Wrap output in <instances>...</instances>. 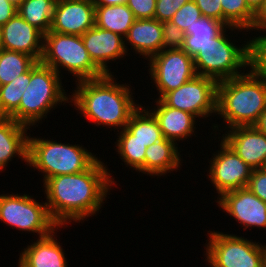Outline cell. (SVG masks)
Returning a JSON list of instances; mask_svg holds the SVG:
<instances>
[{"label":"cell","mask_w":266,"mask_h":267,"mask_svg":"<svg viewBox=\"0 0 266 267\" xmlns=\"http://www.w3.org/2000/svg\"><path fill=\"white\" fill-rule=\"evenodd\" d=\"M111 175L99 158L83 172L46 179L43 182L45 202L54 222L64 228L72 221L83 222L99 213L111 188L117 185Z\"/></svg>","instance_id":"cell-1"},{"label":"cell","mask_w":266,"mask_h":267,"mask_svg":"<svg viewBox=\"0 0 266 267\" xmlns=\"http://www.w3.org/2000/svg\"><path fill=\"white\" fill-rule=\"evenodd\" d=\"M116 79L113 74H106L76 82L70 103L95 126L124 129L140 104L134 100L131 85L117 83Z\"/></svg>","instance_id":"cell-2"},{"label":"cell","mask_w":266,"mask_h":267,"mask_svg":"<svg viewBox=\"0 0 266 267\" xmlns=\"http://www.w3.org/2000/svg\"><path fill=\"white\" fill-rule=\"evenodd\" d=\"M266 109V79L247 72L218 82L217 114L228 130L237 126H253Z\"/></svg>","instance_id":"cell-3"},{"label":"cell","mask_w":266,"mask_h":267,"mask_svg":"<svg viewBox=\"0 0 266 267\" xmlns=\"http://www.w3.org/2000/svg\"><path fill=\"white\" fill-rule=\"evenodd\" d=\"M61 79L51 67L37 61L30 68V82L19 107L9 117L29 128L38 127L37 123H42L51 109L70 102L71 95L65 92Z\"/></svg>","instance_id":"cell-4"},{"label":"cell","mask_w":266,"mask_h":267,"mask_svg":"<svg viewBox=\"0 0 266 267\" xmlns=\"http://www.w3.org/2000/svg\"><path fill=\"white\" fill-rule=\"evenodd\" d=\"M98 156L83 145H70L57 140L36 137L28 138V164L43 173V182L51 177L76 174L89 169Z\"/></svg>","instance_id":"cell-5"},{"label":"cell","mask_w":266,"mask_h":267,"mask_svg":"<svg viewBox=\"0 0 266 267\" xmlns=\"http://www.w3.org/2000/svg\"><path fill=\"white\" fill-rule=\"evenodd\" d=\"M242 32L238 27H225L216 37L210 39L200 48L199 53L193 58L197 75L209 77L217 82L231 79L245 73L249 67L248 40L241 46L236 45L226 32L228 30ZM234 42V43H233ZM247 67V68H246ZM245 70H239V69ZM243 71V72H242Z\"/></svg>","instance_id":"cell-6"},{"label":"cell","mask_w":266,"mask_h":267,"mask_svg":"<svg viewBox=\"0 0 266 267\" xmlns=\"http://www.w3.org/2000/svg\"><path fill=\"white\" fill-rule=\"evenodd\" d=\"M59 75L66 70L76 81L98 79L106 75L92 60L79 35L48 32L44 34L40 61Z\"/></svg>","instance_id":"cell-7"},{"label":"cell","mask_w":266,"mask_h":267,"mask_svg":"<svg viewBox=\"0 0 266 267\" xmlns=\"http://www.w3.org/2000/svg\"><path fill=\"white\" fill-rule=\"evenodd\" d=\"M0 221L19 231L48 236L59 226L49 214L46 202H38L28 194H0Z\"/></svg>","instance_id":"cell-8"},{"label":"cell","mask_w":266,"mask_h":267,"mask_svg":"<svg viewBox=\"0 0 266 267\" xmlns=\"http://www.w3.org/2000/svg\"><path fill=\"white\" fill-rule=\"evenodd\" d=\"M205 260L211 267H262V244L235 234L210 231Z\"/></svg>","instance_id":"cell-9"},{"label":"cell","mask_w":266,"mask_h":267,"mask_svg":"<svg viewBox=\"0 0 266 267\" xmlns=\"http://www.w3.org/2000/svg\"><path fill=\"white\" fill-rule=\"evenodd\" d=\"M217 86L218 82L214 79L195 75L179 88L166 93L160 100L166 106L189 112L199 119L212 115L215 117Z\"/></svg>","instance_id":"cell-10"},{"label":"cell","mask_w":266,"mask_h":267,"mask_svg":"<svg viewBox=\"0 0 266 267\" xmlns=\"http://www.w3.org/2000/svg\"><path fill=\"white\" fill-rule=\"evenodd\" d=\"M147 61L150 78L159 94L156 99H161L197 75L193 58L182 49H163Z\"/></svg>","instance_id":"cell-11"},{"label":"cell","mask_w":266,"mask_h":267,"mask_svg":"<svg viewBox=\"0 0 266 267\" xmlns=\"http://www.w3.org/2000/svg\"><path fill=\"white\" fill-rule=\"evenodd\" d=\"M220 150L214 152L209 161L211 184L219 196L222 194L247 187L253 169L247 165L222 139Z\"/></svg>","instance_id":"cell-12"},{"label":"cell","mask_w":266,"mask_h":267,"mask_svg":"<svg viewBox=\"0 0 266 267\" xmlns=\"http://www.w3.org/2000/svg\"><path fill=\"white\" fill-rule=\"evenodd\" d=\"M217 199L219 208L232 216L244 230L252 227L266 230V203L247 187L226 192Z\"/></svg>","instance_id":"cell-13"},{"label":"cell","mask_w":266,"mask_h":267,"mask_svg":"<svg viewBox=\"0 0 266 267\" xmlns=\"http://www.w3.org/2000/svg\"><path fill=\"white\" fill-rule=\"evenodd\" d=\"M92 0H56L49 32L82 36L95 26Z\"/></svg>","instance_id":"cell-14"},{"label":"cell","mask_w":266,"mask_h":267,"mask_svg":"<svg viewBox=\"0 0 266 267\" xmlns=\"http://www.w3.org/2000/svg\"><path fill=\"white\" fill-rule=\"evenodd\" d=\"M44 34L18 13L0 27V48L25 53L41 61Z\"/></svg>","instance_id":"cell-15"},{"label":"cell","mask_w":266,"mask_h":267,"mask_svg":"<svg viewBox=\"0 0 266 267\" xmlns=\"http://www.w3.org/2000/svg\"><path fill=\"white\" fill-rule=\"evenodd\" d=\"M227 132V133H226ZM222 140L253 170L266 163V135L254 126H237L226 131Z\"/></svg>","instance_id":"cell-16"},{"label":"cell","mask_w":266,"mask_h":267,"mask_svg":"<svg viewBox=\"0 0 266 267\" xmlns=\"http://www.w3.org/2000/svg\"><path fill=\"white\" fill-rule=\"evenodd\" d=\"M84 46L91 60L105 73L113 74L108 64L128 55L125 49L124 37L109 30L94 26L82 36ZM108 63V64H107Z\"/></svg>","instance_id":"cell-17"},{"label":"cell","mask_w":266,"mask_h":267,"mask_svg":"<svg viewBox=\"0 0 266 267\" xmlns=\"http://www.w3.org/2000/svg\"><path fill=\"white\" fill-rule=\"evenodd\" d=\"M124 43L127 52V45H130V50H134L135 54L142 55L146 60L151 58L163 50L162 22L155 18L136 19L124 37Z\"/></svg>","instance_id":"cell-18"},{"label":"cell","mask_w":266,"mask_h":267,"mask_svg":"<svg viewBox=\"0 0 266 267\" xmlns=\"http://www.w3.org/2000/svg\"><path fill=\"white\" fill-rule=\"evenodd\" d=\"M56 231L27 245L19 255L18 267H67V258L57 241Z\"/></svg>","instance_id":"cell-19"},{"label":"cell","mask_w":266,"mask_h":267,"mask_svg":"<svg viewBox=\"0 0 266 267\" xmlns=\"http://www.w3.org/2000/svg\"><path fill=\"white\" fill-rule=\"evenodd\" d=\"M156 106L150 111L159 123L163 137L174 141L176 144L180 140L196 135V116L189 112L166 106L160 99H155Z\"/></svg>","instance_id":"cell-20"},{"label":"cell","mask_w":266,"mask_h":267,"mask_svg":"<svg viewBox=\"0 0 266 267\" xmlns=\"http://www.w3.org/2000/svg\"><path fill=\"white\" fill-rule=\"evenodd\" d=\"M30 128L13 118L0 121V171L2 172L13 157L18 156L28 164V138ZM29 134V135H27ZM6 166V167H5Z\"/></svg>","instance_id":"cell-21"},{"label":"cell","mask_w":266,"mask_h":267,"mask_svg":"<svg viewBox=\"0 0 266 267\" xmlns=\"http://www.w3.org/2000/svg\"><path fill=\"white\" fill-rule=\"evenodd\" d=\"M142 105L133 112L126 127L120 132L117 130L119 135L116 141H139L149 147L164 138L157 119L150 111L151 107Z\"/></svg>","instance_id":"cell-22"},{"label":"cell","mask_w":266,"mask_h":267,"mask_svg":"<svg viewBox=\"0 0 266 267\" xmlns=\"http://www.w3.org/2000/svg\"><path fill=\"white\" fill-rule=\"evenodd\" d=\"M178 144L174 141L163 138L146 149L145 153V174L159 176L180 170L182 156L178 150Z\"/></svg>","instance_id":"cell-23"},{"label":"cell","mask_w":266,"mask_h":267,"mask_svg":"<svg viewBox=\"0 0 266 267\" xmlns=\"http://www.w3.org/2000/svg\"><path fill=\"white\" fill-rule=\"evenodd\" d=\"M94 20L95 26L125 37L136 18L126 4L95 5Z\"/></svg>","instance_id":"cell-24"},{"label":"cell","mask_w":266,"mask_h":267,"mask_svg":"<svg viewBox=\"0 0 266 267\" xmlns=\"http://www.w3.org/2000/svg\"><path fill=\"white\" fill-rule=\"evenodd\" d=\"M226 25L222 21L202 16L185 31V39L181 47L186 53L194 58L210 39L216 37Z\"/></svg>","instance_id":"cell-25"},{"label":"cell","mask_w":266,"mask_h":267,"mask_svg":"<svg viewBox=\"0 0 266 267\" xmlns=\"http://www.w3.org/2000/svg\"><path fill=\"white\" fill-rule=\"evenodd\" d=\"M55 2L56 0H24L17 7V13L46 34L50 31Z\"/></svg>","instance_id":"cell-26"},{"label":"cell","mask_w":266,"mask_h":267,"mask_svg":"<svg viewBox=\"0 0 266 267\" xmlns=\"http://www.w3.org/2000/svg\"><path fill=\"white\" fill-rule=\"evenodd\" d=\"M37 61L25 53L0 48V86L27 72Z\"/></svg>","instance_id":"cell-27"},{"label":"cell","mask_w":266,"mask_h":267,"mask_svg":"<svg viewBox=\"0 0 266 267\" xmlns=\"http://www.w3.org/2000/svg\"><path fill=\"white\" fill-rule=\"evenodd\" d=\"M222 6V22L227 26L238 27L248 32L255 19V13L245 0H220Z\"/></svg>","instance_id":"cell-28"},{"label":"cell","mask_w":266,"mask_h":267,"mask_svg":"<svg viewBox=\"0 0 266 267\" xmlns=\"http://www.w3.org/2000/svg\"><path fill=\"white\" fill-rule=\"evenodd\" d=\"M29 82L30 69L9 84L0 86V105L8 117L19 107L22 95Z\"/></svg>","instance_id":"cell-29"},{"label":"cell","mask_w":266,"mask_h":267,"mask_svg":"<svg viewBox=\"0 0 266 267\" xmlns=\"http://www.w3.org/2000/svg\"><path fill=\"white\" fill-rule=\"evenodd\" d=\"M116 152L126 167L145 174V153L147 147L139 141H116Z\"/></svg>","instance_id":"cell-30"},{"label":"cell","mask_w":266,"mask_h":267,"mask_svg":"<svg viewBox=\"0 0 266 267\" xmlns=\"http://www.w3.org/2000/svg\"><path fill=\"white\" fill-rule=\"evenodd\" d=\"M265 34V35H264ZM250 71L266 79V32L248 41Z\"/></svg>","instance_id":"cell-31"},{"label":"cell","mask_w":266,"mask_h":267,"mask_svg":"<svg viewBox=\"0 0 266 267\" xmlns=\"http://www.w3.org/2000/svg\"><path fill=\"white\" fill-rule=\"evenodd\" d=\"M202 16L194 0H189L173 15L170 21L185 32L187 28H191L195 21Z\"/></svg>","instance_id":"cell-32"},{"label":"cell","mask_w":266,"mask_h":267,"mask_svg":"<svg viewBox=\"0 0 266 267\" xmlns=\"http://www.w3.org/2000/svg\"><path fill=\"white\" fill-rule=\"evenodd\" d=\"M163 49H181L185 39V32L171 21L162 23Z\"/></svg>","instance_id":"cell-33"},{"label":"cell","mask_w":266,"mask_h":267,"mask_svg":"<svg viewBox=\"0 0 266 267\" xmlns=\"http://www.w3.org/2000/svg\"><path fill=\"white\" fill-rule=\"evenodd\" d=\"M189 0H157L154 18L160 22L170 21L173 15Z\"/></svg>","instance_id":"cell-34"},{"label":"cell","mask_w":266,"mask_h":267,"mask_svg":"<svg viewBox=\"0 0 266 267\" xmlns=\"http://www.w3.org/2000/svg\"><path fill=\"white\" fill-rule=\"evenodd\" d=\"M157 0H128L126 5L136 19H153Z\"/></svg>","instance_id":"cell-35"},{"label":"cell","mask_w":266,"mask_h":267,"mask_svg":"<svg viewBox=\"0 0 266 267\" xmlns=\"http://www.w3.org/2000/svg\"><path fill=\"white\" fill-rule=\"evenodd\" d=\"M247 188L266 203V168H259L252 171Z\"/></svg>","instance_id":"cell-36"},{"label":"cell","mask_w":266,"mask_h":267,"mask_svg":"<svg viewBox=\"0 0 266 267\" xmlns=\"http://www.w3.org/2000/svg\"><path fill=\"white\" fill-rule=\"evenodd\" d=\"M203 16L222 21V6L220 0H194Z\"/></svg>","instance_id":"cell-37"},{"label":"cell","mask_w":266,"mask_h":267,"mask_svg":"<svg viewBox=\"0 0 266 267\" xmlns=\"http://www.w3.org/2000/svg\"><path fill=\"white\" fill-rule=\"evenodd\" d=\"M17 14V7L7 0H0V27Z\"/></svg>","instance_id":"cell-38"},{"label":"cell","mask_w":266,"mask_h":267,"mask_svg":"<svg viewBox=\"0 0 266 267\" xmlns=\"http://www.w3.org/2000/svg\"><path fill=\"white\" fill-rule=\"evenodd\" d=\"M251 30L260 31L259 33L262 31L266 32V0L264 1L262 7L255 14L254 23L249 31Z\"/></svg>","instance_id":"cell-39"},{"label":"cell","mask_w":266,"mask_h":267,"mask_svg":"<svg viewBox=\"0 0 266 267\" xmlns=\"http://www.w3.org/2000/svg\"><path fill=\"white\" fill-rule=\"evenodd\" d=\"M258 131L266 135V109L260 115L258 121L253 125Z\"/></svg>","instance_id":"cell-40"},{"label":"cell","mask_w":266,"mask_h":267,"mask_svg":"<svg viewBox=\"0 0 266 267\" xmlns=\"http://www.w3.org/2000/svg\"><path fill=\"white\" fill-rule=\"evenodd\" d=\"M94 5L110 6L126 4L128 0H92Z\"/></svg>","instance_id":"cell-41"},{"label":"cell","mask_w":266,"mask_h":267,"mask_svg":"<svg viewBox=\"0 0 266 267\" xmlns=\"http://www.w3.org/2000/svg\"><path fill=\"white\" fill-rule=\"evenodd\" d=\"M265 0H245L248 7L256 14V12L262 7Z\"/></svg>","instance_id":"cell-42"},{"label":"cell","mask_w":266,"mask_h":267,"mask_svg":"<svg viewBox=\"0 0 266 267\" xmlns=\"http://www.w3.org/2000/svg\"><path fill=\"white\" fill-rule=\"evenodd\" d=\"M262 267H266V245H262Z\"/></svg>","instance_id":"cell-43"},{"label":"cell","mask_w":266,"mask_h":267,"mask_svg":"<svg viewBox=\"0 0 266 267\" xmlns=\"http://www.w3.org/2000/svg\"><path fill=\"white\" fill-rule=\"evenodd\" d=\"M8 116L5 114V112L2 110L1 105H0V121H3L7 119Z\"/></svg>","instance_id":"cell-44"},{"label":"cell","mask_w":266,"mask_h":267,"mask_svg":"<svg viewBox=\"0 0 266 267\" xmlns=\"http://www.w3.org/2000/svg\"><path fill=\"white\" fill-rule=\"evenodd\" d=\"M7 1L11 2L13 5L18 7L24 0H7Z\"/></svg>","instance_id":"cell-45"}]
</instances>
